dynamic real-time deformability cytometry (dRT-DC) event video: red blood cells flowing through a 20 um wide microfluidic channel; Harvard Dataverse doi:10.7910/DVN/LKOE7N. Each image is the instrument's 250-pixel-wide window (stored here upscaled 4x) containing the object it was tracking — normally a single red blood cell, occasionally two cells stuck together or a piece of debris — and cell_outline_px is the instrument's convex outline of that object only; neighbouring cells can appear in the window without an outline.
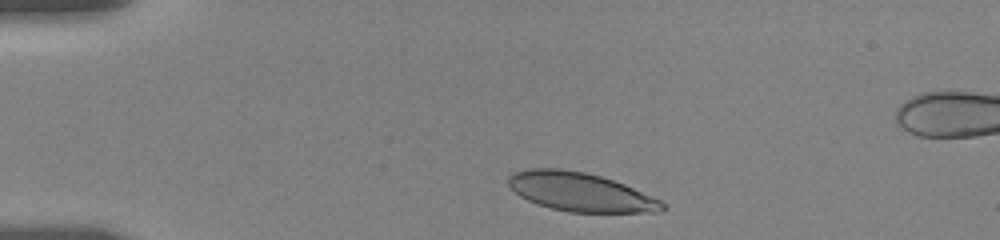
{"species": "human", "species_latin": "Homo sapiens", "temperature_condition": "room temperature", "stored_images_in_passage": 13, "camera_frame_rate_fps": 3000, "um_per_image_px": 0.085, "donor": {"sex": "female"}, "frame": {"image": 1, "passage_image": 1, "time_ms": 0.0, "image_size_px": [1000, 240], "cell_outline_px": [[668, 208], [660, 212], [568, 212], [552, 208], [528, 200], [520, 196], [508, 184], [508, 176], [512, 172], [528, 168], [560, 168], [584, 172], [600, 176], [624, 184], [660, 200]], "centroid_in_image_um": [49.32, 16.31], "position_along_channel_um": 35.7, "area_um2": 34.56}}
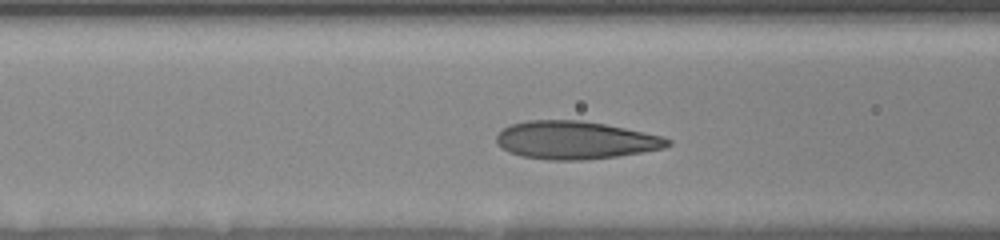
{"frame": {"image": 2, "passage_image": 8, "time_ms": 3.667, "image_size_px": [1000, 240], "cell_outline_px": [[672, 144], [664, 148], [644, 152], [616, 156], [580, 160], [548, 160], [520, 156], [508, 152], [496, 144], [496, 136], [504, 128], [512, 124], [528, 120], [580, 120], [604, 124], [624, 128], [660, 136], [672, 140]], "centroid_in_image_um": [48.87, 11.92], "position_along_channel_um": 117.7, "area_um2": 37.74}}
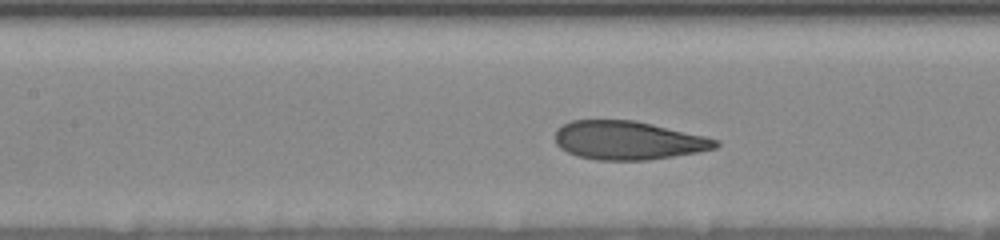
{"frame": {"image": 3, "passage_image": 11, "time_ms": 4.667, "image_size_px": [1000, 240], "cell_outline_px": [[720, 144], [716, 148], [696, 152], [648, 160], [596, 160], [576, 156], [560, 148], [556, 144], [556, 128], [572, 120], [632, 120], [652, 124], [704, 136], [720, 140]], "centroid_in_image_um": [53.36, 11.93], "position_along_channel_um": 154.0, "area_um2": 35.95}}